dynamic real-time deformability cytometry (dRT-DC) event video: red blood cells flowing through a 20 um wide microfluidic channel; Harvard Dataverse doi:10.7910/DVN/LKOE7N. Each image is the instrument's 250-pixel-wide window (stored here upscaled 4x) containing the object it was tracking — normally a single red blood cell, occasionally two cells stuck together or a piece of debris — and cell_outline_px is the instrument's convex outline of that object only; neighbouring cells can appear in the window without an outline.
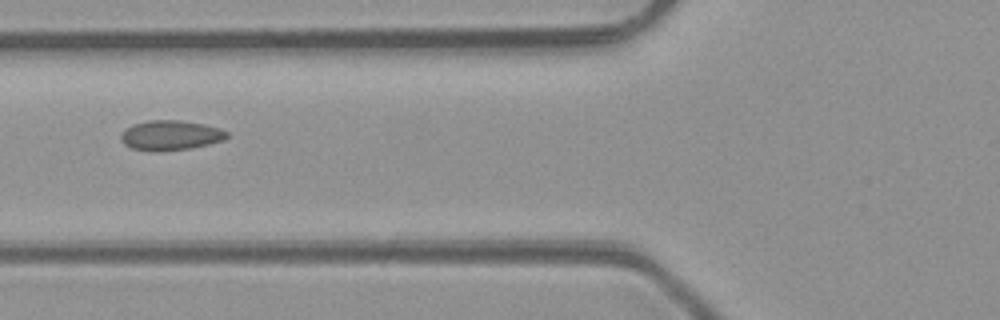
{"species": "common noctule bat (a hibernating species)", "species_latin": "Nyctalus noctula", "temperature_condition": "room temperature", "stored_images_in_passage": 6, "camera_frame_rate_fps": 3000, "um_per_image_px": 0.085, "animal": {"sex": "male", "body_mass_g": 23.1, "forearm_length_mm": 52.7}, "frame": {"image": 1, "passage_image": 6, "time_ms": 5.667, "image_size_px": [1000, 320], "cell_outline_px": [[228, 136], [224, 140], [192, 148], [156, 152], [152, 152], [132, 148], [124, 144], [120, 140], [120, 136], [124, 128], [132, 124], [148, 120], [180, 120], [204, 124], [220, 128], [228, 132]], "centroid_in_image_um": [14.47, 11.5], "position_along_channel_um": 111.3, "area_um2": 18.73}}